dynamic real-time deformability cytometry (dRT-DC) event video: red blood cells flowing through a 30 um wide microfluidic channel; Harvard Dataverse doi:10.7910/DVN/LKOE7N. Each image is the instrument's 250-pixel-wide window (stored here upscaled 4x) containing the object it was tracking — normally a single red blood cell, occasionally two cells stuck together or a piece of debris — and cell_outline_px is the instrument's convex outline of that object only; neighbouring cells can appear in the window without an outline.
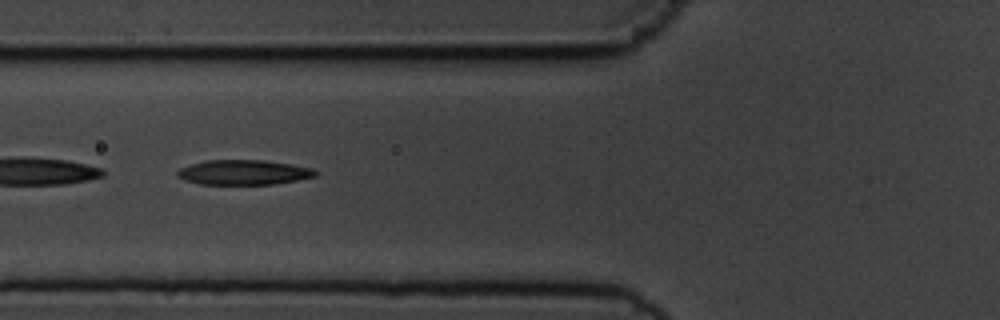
{"species": "common noctule bat (a hibernating species)", "species_latin": "Nyctalus noctula", "temperature_condition": "cold", "stored_images_in_passage": 11, "camera_frame_rate_fps": 3000, "um_per_image_px": 0.085, "animal": {"sex": "male", "body_mass_g": 19.5, "forearm_length_mm": 54.6}, "frame": {"image": 1, "passage_image": 2, "time_ms": 1.333, "image_size_px": [1000, 320], "cell_outline_px": [[320, 172], [316, 176], [296, 180], [272, 184], [200, 184], [184, 180], [176, 176], [176, 172], [180, 168], [192, 164], [208, 160], [264, 160], [312, 168]], "centroid_in_image_um": [20.7, 14.65], "position_along_channel_um": 105.1, "area_um2": 19.88}}
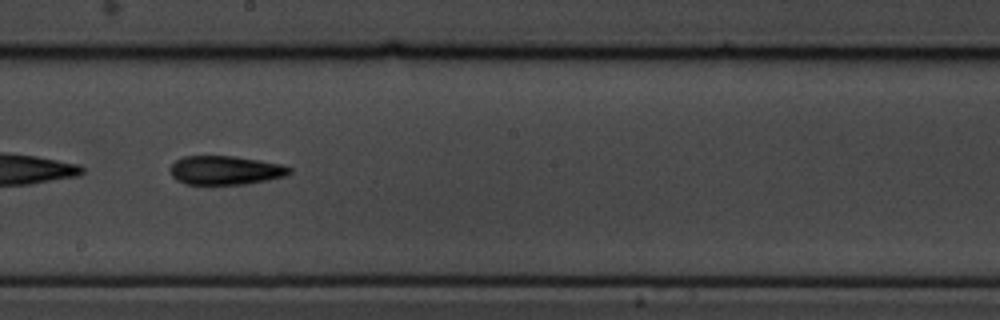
{"frame": {"image": 2, "passage_image": 5, "time_ms": 4.667, "image_size_px": [1000, 320], "cell_outline_px": [[292, 172], [284, 176], [268, 180], [244, 184], [184, 184], [176, 180], [172, 176], [168, 168], [176, 160], [184, 156], [236, 156], [260, 160], [280, 164], [292, 168]], "centroid_in_image_um": [19.13, 14.47], "position_along_channel_um": 229.1, "area_um2": 20.17}}
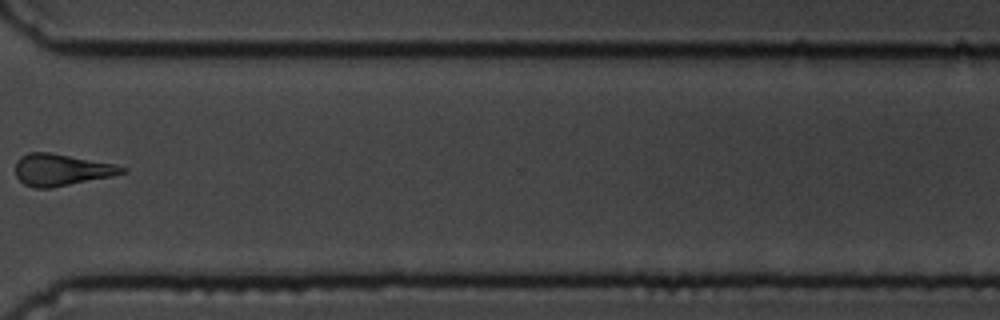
{"frame": {"image": 3, "passage_image": 8, "time_ms": 8.333, "image_size_px": [1000, 320], "cell_outline_px": [[128, 172], [112, 176], [52, 188], [36, 188], [24, 184], [16, 176], [16, 164], [20, 156], [28, 152], [48, 152], [116, 164], [128, 168]], "centroid_in_image_um": [5.24, 14.43], "position_along_channel_um": 365.4, "area_um2": 19.77}, "authors_computed_cell_mechanics": {"area_um2": 19.8254, "velocity_mm_per_s": 3.7057, "shape_relaxation_time_tau1_ms": 4.5277, "shape_relaxation_time_tau2_ms": null, "deformation_change_tau1": 0.1478, "deformation_change_tau2": null}}